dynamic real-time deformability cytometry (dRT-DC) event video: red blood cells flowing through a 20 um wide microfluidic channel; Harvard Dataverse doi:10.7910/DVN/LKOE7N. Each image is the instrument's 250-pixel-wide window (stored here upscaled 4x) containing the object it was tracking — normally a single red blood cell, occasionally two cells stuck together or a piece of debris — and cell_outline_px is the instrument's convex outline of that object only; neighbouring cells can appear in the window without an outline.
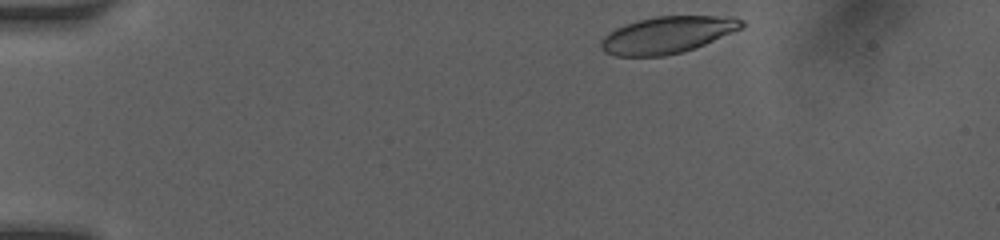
{"species": "human", "species_latin": "Homo sapiens", "temperature_condition": "room temperature", "stored_images_in_passage": 17, "camera_frame_rate_fps": 3000, "um_per_image_px": 0.085, "donor": {"sex": "female"}, "frame": {"image": 1, "passage_image": 3, "time_ms": 0.333, "image_size_px": [1000, 240], "cell_outline_px": [[744, 28], [704, 44], [680, 52], [664, 56], [616, 56], [604, 52], [600, 48], [600, 40], [604, 36], [616, 28], [624, 24], [656, 16], [732, 16], [744, 20]], "centroid_in_image_um": [56.73, 2.96], "position_along_channel_um": 28.3, "area_um2": 30.17}}
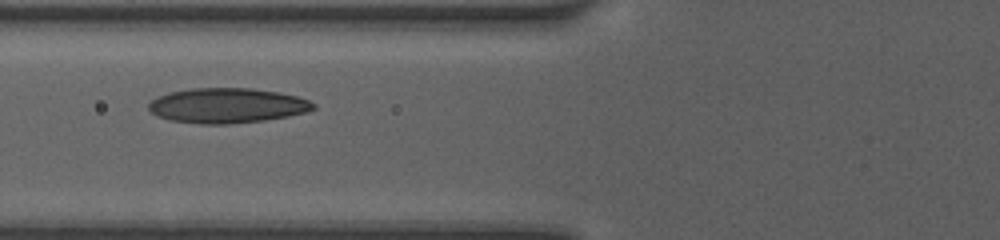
{"frame": {"image": 2, "passage_image": 13, "time_ms": 4.333, "image_size_px": [1000, 240], "cell_outline_px": [[316, 108], [308, 112], [288, 116], [264, 120], [228, 124], [200, 124], [172, 120], [156, 116], [148, 108], [148, 104], [152, 100], [160, 96], [172, 92], [192, 88], [252, 88], [280, 92], [296, 96], [308, 100], [316, 104]], "centroid_in_image_um": [19.34, 8.97], "position_along_channel_um": 106.5, "area_um2": 33.52}}
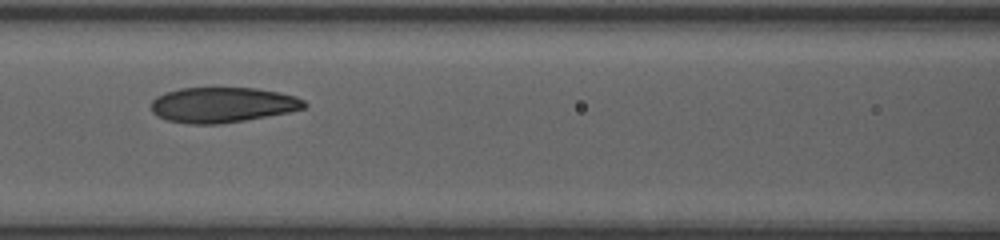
{"frame": {"image": 3, "passage_image": 15, "time_ms": 5.333, "image_size_px": [1000, 240], "cell_outline_px": [[308, 104], [304, 108], [288, 112], [244, 120], [220, 124], [188, 124], [168, 120], [156, 116], [152, 112], [152, 100], [156, 96], [164, 92], [180, 88], [256, 88], [296, 96], [304, 100]], "centroid_in_image_um": [18.88, 8.91], "position_along_channel_um": 147.7, "area_um2": 31.44}}